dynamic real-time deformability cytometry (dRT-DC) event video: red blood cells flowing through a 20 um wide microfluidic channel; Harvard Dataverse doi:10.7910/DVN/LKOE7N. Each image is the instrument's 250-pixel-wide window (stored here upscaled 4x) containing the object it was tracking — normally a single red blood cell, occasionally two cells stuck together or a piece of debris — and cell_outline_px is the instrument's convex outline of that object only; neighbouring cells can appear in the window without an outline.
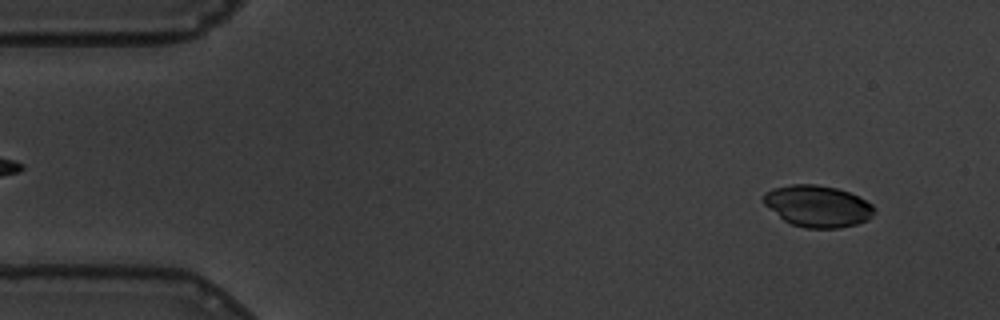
{"species": "common noctule bat (a hibernating species)", "species_latin": "Nyctalus noctula", "temperature_condition": "warm", "stored_images_in_passage": 55, "camera_frame_rate_fps": 3000, "um_per_image_px": 0.085, "animal": {"sex": "male", "body_mass_g": 19.5, "forearm_length_mm": 54.6}, "frame": {"image": 1, "passage_image": 4, "time_ms": 1.0, "image_size_px": [1000, 320], "cell_outline_px": [[876, 212], [868, 220], [856, 224], [840, 228], [808, 228], [792, 224], [784, 220], [764, 204], [764, 192], [772, 188], [792, 184], [816, 184], [836, 188], [860, 196], [872, 204], [876, 208]], "centroid_in_image_um": [69.54, 17.51], "position_along_channel_um": 15.5, "area_um2": 26.93}}
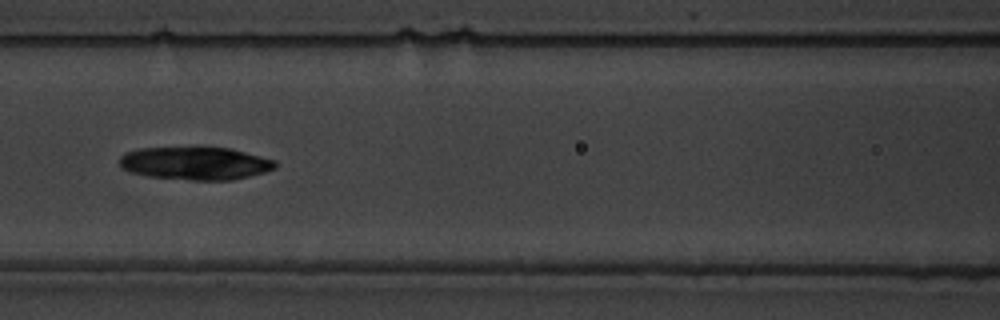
{"frame": {"image": 2, "passage_image": 24, "time_ms": 7.667, "image_size_px": [1000, 320], "cell_outline_px": [[276, 168], [264, 172], [232, 180], [192, 180], [148, 176], [132, 172], [124, 168], [120, 164], [120, 156], [124, 152], [140, 148], [196, 144], [204, 144], [228, 148], [276, 160]], "centroid_in_image_um": [16.58, 13.82], "position_along_channel_um": 150.0, "area_um2": 30.87}}
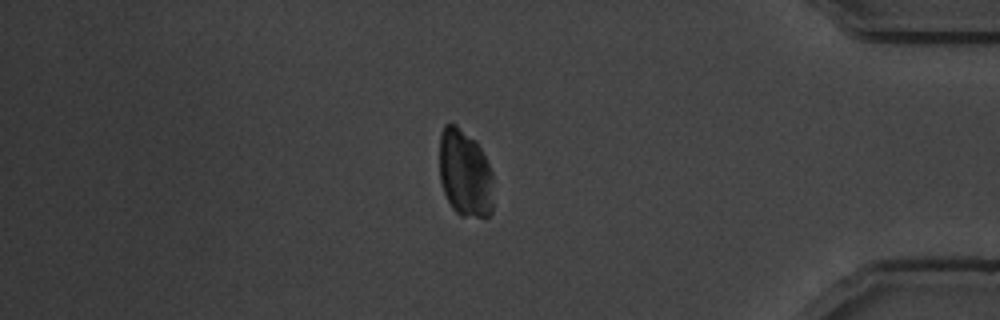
{"frame": {"image": 3, "passage_image": 48, "time_ms": 15.667, "image_size_px": [1000, 320], "cell_outline_px": [[492, 212], [488, 216], [460, 216], [452, 208], [444, 192], [440, 180], [440, 136], [444, 124], [456, 124], [476, 140], [492, 172]], "centroid_in_image_um": [39.51, 14.72], "position_along_channel_um": 395.7, "area_um2": 27.46}, "authors_computed_cell_mechanics": {"area_um2": 29.0734, "velocity_mm_per_s": 3.484, "shape_relaxation_time_tau1_ms": 2.4547, "shape_relaxation_time_tau2_ms": null, "deformation_change_tau1": 0.051, "deformation_change_tau2": null}}